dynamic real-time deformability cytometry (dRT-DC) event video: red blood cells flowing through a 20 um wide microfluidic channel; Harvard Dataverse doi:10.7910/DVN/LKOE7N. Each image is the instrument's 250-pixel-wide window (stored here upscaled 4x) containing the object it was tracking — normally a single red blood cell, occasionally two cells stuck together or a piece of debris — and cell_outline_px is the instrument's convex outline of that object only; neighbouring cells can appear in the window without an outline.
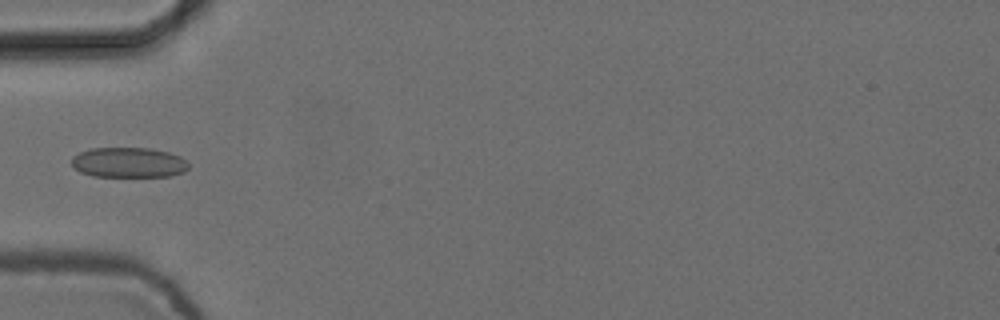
{"species": "common noctule bat (a hibernating species)", "species_latin": "Nyctalus noctula", "temperature_condition": "cold", "stored_images_in_passage": 3, "camera_frame_rate_fps": 3000, "um_per_image_px": 0.085, "animal": {"sex": "female", "body_mass_g": 24.6, "forearm_length_mm": 56.2}, "frame": {"image": 1, "passage_image": 2, "time_ms": 0.333, "image_size_px": [1000, 320], "cell_outline_px": [[188, 168], [184, 172], [172, 176], [92, 176], [80, 172], [72, 164], [72, 156], [80, 152], [92, 148], [148, 148], [168, 152], [180, 156], [188, 164]], "centroid_in_image_um": [10.93, 13.81], "position_along_channel_um": 74.1, "area_um2": 20.46}}
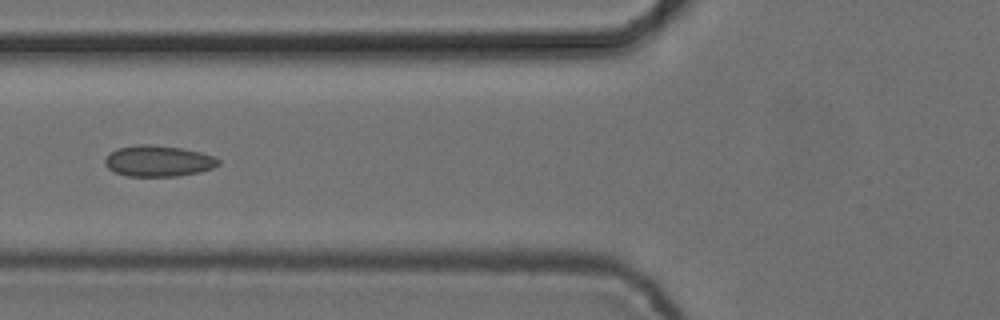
{"frame": {"image": 2, "passage_image": 3, "time_ms": 0.667, "image_size_px": [1000, 320], "cell_outline_px": [[220, 164], [212, 168], [200, 172], [176, 176], [128, 176], [116, 172], [108, 168], [104, 164], [104, 160], [116, 148], [140, 144], [152, 144], [180, 148], [200, 152], [212, 156], [220, 160]], "centroid_in_image_um": [13.45, 13.68], "position_along_channel_um": 112.3, "area_um2": 20.4}}